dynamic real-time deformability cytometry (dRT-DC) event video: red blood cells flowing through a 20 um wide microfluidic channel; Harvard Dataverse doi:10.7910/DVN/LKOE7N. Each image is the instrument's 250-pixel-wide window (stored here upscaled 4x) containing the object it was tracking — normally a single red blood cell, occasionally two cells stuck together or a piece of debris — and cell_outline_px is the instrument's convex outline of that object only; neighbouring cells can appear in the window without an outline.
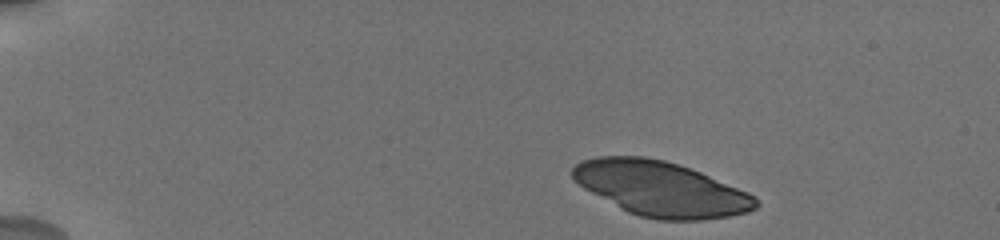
{"species": "human", "species_latin": "Homo sapiens", "temperature_condition": "cold", "stored_images_in_passage": 10, "camera_frame_rate_fps": 3000, "um_per_image_px": 0.085, "donor": {"sex": "male"}, "frame": {"image": 1, "passage_image": 1, "time_ms": 0.0, "image_size_px": [1000, 240], "cell_outline_px": [[760, 204], [756, 208], [748, 212], [728, 216], [704, 220], [656, 220], [640, 216], [628, 212], [620, 208], [584, 188], [572, 176], [572, 168], [576, 164], [584, 160], [596, 156], [644, 156], [664, 160], [680, 164], [692, 168], [748, 192]], "centroid_in_image_um": [56.19, 16.04], "position_along_channel_um": 28.8, "area_um2": 58.38}}